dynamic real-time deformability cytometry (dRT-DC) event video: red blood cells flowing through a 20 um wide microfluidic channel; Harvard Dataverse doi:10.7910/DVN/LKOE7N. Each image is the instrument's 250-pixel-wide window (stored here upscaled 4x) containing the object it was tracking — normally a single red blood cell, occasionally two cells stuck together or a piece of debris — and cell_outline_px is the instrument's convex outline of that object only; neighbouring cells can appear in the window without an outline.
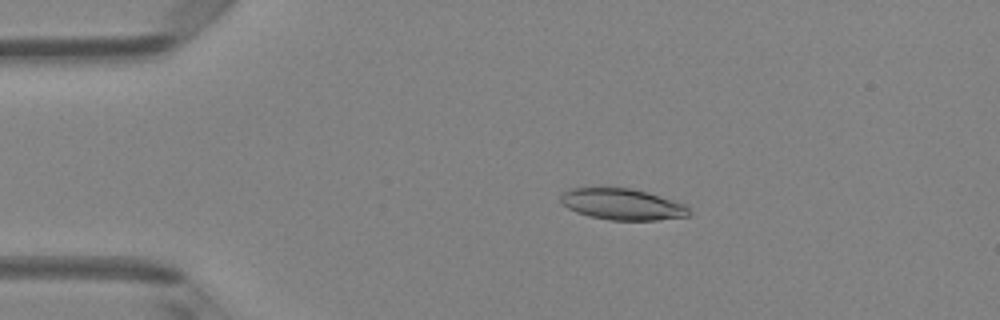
{"species": "Egyptian fruit bat (a non-hibernating species)", "species_latin": "Rousettus aegyptiacus", "temperature_condition": "room temperature", "stored_images_in_passage": 4, "camera_frame_rate_fps": 3000, "um_per_image_px": 0.085, "animal": {"sex": "female"}, "frame": {"image": 1, "passage_image": 3, "time_ms": 2.333, "image_size_px": [1000, 320], "cell_outline_px": [[692, 212], [688, 216], [656, 220], [612, 220], [588, 216], [576, 212], [568, 208], [560, 200], [560, 196], [568, 188], [632, 188], [684, 204]], "centroid_in_image_um": [52.87, 17.37], "position_along_channel_um": 32.1, "area_um2": 23.12}}